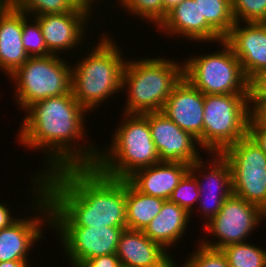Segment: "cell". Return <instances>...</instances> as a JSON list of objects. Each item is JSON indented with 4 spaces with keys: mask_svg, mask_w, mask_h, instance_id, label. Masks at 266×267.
Listing matches in <instances>:
<instances>
[{
    "mask_svg": "<svg viewBox=\"0 0 266 267\" xmlns=\"http://www.w3.org/2000/svg\"><path fill=\"white\" fill-rule=\"evenodd\" d=\"M43 177L51 226L127 227L126 180L95 166L66 167Z\"/></svg>",
    "mask_w": 266,
    "mask_h": 267,
    "instance_id": "obj_1",
    "label": "cell"
},
{
    "mask_svg": "<svg viewBox=\"0 0 266 267\" xmlns=\"http://www.w3.org/2000/svg\"><path fill=\"white\" fill-rule=\"evenodd\" d=\"M26 112L16 138L25 148L30 147L29 150L44 148L41 151L47 154L44 161L47 163L43 167L46 164L47 167L37 172L44 175L66 167L95 166L99 148L91 143L86 145L83 140L87 137L84 120L88 111L73 94L40 100L30 105ZM81 141L85 144L81 145Z\"/></svg>",
    "mask_w": 266,
    "mask_h": 267,
    "instance_id": "obj_2",
    "label": "cell"
},
{
    "mask_svg": "<svg viewBox=\"0 0 266 267\" xmlns=\"http://www.w3.org/2000/svg\"><path fill=\"white\" fill-rule=\"evenodd\" d=\"M98 39L99 43L97 41L85 58L72 64V94L89 112L100 108L98 105L107 98L122 91L123 71L127 62L108 34H102Z\"/></svg>",
    "mask_w": 266,
    "mask_h": 267,
    "instance_id": "obj_3",
    "label": "cell"
},
{
    "mask_svg": "<svg viewBox=\"0 0 266 267\" xmlns=\"http://www.w3.org/2000/svg\"><path fill=\"white\" fill-rule=\"evenodd\" d=\"M164 58L127 60L122 91L127 89L124 113L145 114L161 111L174 87L184 77V66Z\"/></svg>",
    "mask_w": 266,
    "mask_h": 267,
    "instance_id": "obj_4",
    "label": "cell"
},
{
    "mask_svg": "<svg viewBox=\"0 0 266 267\" xmlns=\"http://www.w3.org/2000/svg\"><path fill=\"white\" fill-rule=\"evenodd\" d=\"M124 115V121L113 130L110 148L99 149L95 167L109 177L126 180L135 171L160 161L151 136L148 113Z\"/></svg>",
    "mask_w": 266,
    "mask_h": 267,
    "instance_id": "obj_5",
    "label": "cell"
},
{
    "mask_svg": "<svg viewBox=\"0 0 266 267\" xmlns=\"http://www.w3.org/2000/svg\"><path fill=\"white\" fill-rule=\"evenodd\" d=\"M248 94L204 95L203 148L221 153L248 133Z\"/></svg>",
    "mask_w": 266,
    "mask_h": 267,
    "instance_id": "obj_6",
    "label": "cell"
},
{
    "mask_svg": "<svg viewBox=\"0 0 266 267\" xmlns=\"http://www.w3.org/2000/svg\"><path fill=\"white\" fill-rule=\"evenodd\" d=\"M60 57L62 56L29 57L8 76L16 83L14 97L21 110L49 97L72 94V67Z\"/></svg>",
    "mask_w": 266,
    "mask_h": 267,
    "instance_id": "obj_7",
    "label": "cell"
},
{
    "mask_svg": "<svg viewBox=\"0 0 266 267\" xmlns=\"http://www.w3.org/2000/svg\"><path fill=\"white\" fill-rule=\"evenodd\" d=\"M221 50L184 61V78L204 95L248 94V79L232 48L222 40Z\"/></svg>",
    "mask_w": 266,
    "mask_h": 267,
    "instance_id": "obj_8",
    "label": "cell"
},
{
    "mask_svg": "<svg viewBox=\"0 0 266 267\" xmlns=\"http://www.w3.org/2000/svg\"><path fill=\"white\" fill-rule=\"evenodd\" d=\"M221 154L231 168L233 194L266 212V154L248 134Z\"/></svg>",
    "mask_w": 266,
    "mask_h": 267,
    "instance_id": "obj_9",
    "label": "cell"
},
{
    "mask_svg": "<svg viewBox=\"0 0 266 267\" xmlns=\"http://www.w3.org/2000/svg\"><path fill=\"white\" fill-rule=\"evenodd\" d=\"M31 185L32 193L35 192L34 201L29 208L38 209L39 215L18 219L11 226L0 230V262L27 260L29 251L39 239H44L42 229L44 225L51 227V212L48 197L44 194V177L42 173L34 174ZM37 204V205H36ZM37 207V208H36ZM42 215V216H41ZM45 223V224H44ZM34 243V244H33Z\"/></svg>",
    "mask_w": 266,
    "mask_h": 267,
    "instance_id": "obj_10",
    "label": "cell"
},
{
    "mask_svg": "<svg viewBox=\"0 0 266 267\" xmlns=\"http://www.w3.org/2000/svg\"><path fill=\"white\" fill-rule=\"evenodd\" d=\"M264 219L266 212L258 205L232 194L224 201L219 213L204 224L205 231L219 240L215 242L203 238L205 241L202 239L200 242L219 250L231 244L248 242L245 241L247 236H251L252 230H256Z\"/></svg>",
    "mask_w": 266,
    "mask_h": 267,
    "instance_id": "obj_11",
    "label": "cell"
},
{
    "mask_svg": "<svg viewBox=\"0 0 266 267\" xmlns=\"http://www.w3.org/2000/svg\"><path fill=\"white\" fill-rule=\"evenodd\" d=\"M65 250L68 263H80L117 252L119 238L127 227L52 226Z\"/></svg>",
    "mask_w": 266,
    "mask_h": 267,
    "instance_id": "obj_12",
    "label": "cell"
},
{
    "mask_svg": "<svg viewBox=\"0 0 266 267\" xmlns=\"http://www.w3.org/2000/svg\"><path fill=\"white\" fill-rule=\"evenodd\" d=\"M210 157L212 158L210 165L206 164L208 163L207 160L204 164L203 161L205 160L201 158L190 165L189 169L196 177L199 185L198 204L200 203V205L198 210H200L201 215L204 213L202 218H206L207 222L219 213L224 201L233 194L231 168L228 161L221 153H212Z\"/></svg>",
    "mask_w": 266,
    "mask_h": 267,
    "instance_id": "obj_13",
    "label": "cell"
},
{
    "mask_svg": "<svg viewBox=\"0 0 266 267\" xmlns=\"http://www.w3.org/2000/svg\"><path fill=\"white\" fill-rule=\"evenodd\" d=\"M148 121L160 162H184L192 165L201 159L197 148L200 147L198 139L182 130L161 111L149 112Z\"/></svg>",
    "mask_w": 266,
    "mask_h": 267,
    "instance_id": "obj_14",
    "label": "cell"
},
{
    "mask_svg": "<svg viewBox=\"0 0 266 267\" xmlns=\"http://www.w3.org/2000/svg\"><path fill=\"white\" fill-rule=\"evenodd\" d=\"M89 15L91 16L87 11L76 8L71 12L44 14L34 18L40 24L48 51L52 55H57L61 51L74 50L79 46L78 44L81 47L84 37L85 42L87 41L86 36L83 35L87 34Z\"/></svg>",
    "mask_w": 266,
    "mask_h": 267,
    "instance_id": "obj_15",
    "label": "cell"
},
{
    "mask_svg": "<svg viewBox=\"0 0 266 267\" xmlns=\"http://www.w3.org/2000/svg\"><path fill=\"white\" fill-rule=\"evenodd\" d=\"M161 112L203 147L204 94L184 77L174 87Z\"/></svg>",
    "mask_w": 266,
    "mask_h": 267,
    "instance_id": "obj_16",
    "label": "cell"
},
{
    "mask_svg": "<svg viewBox=\"0 0 266 267\" xmlns=\"http://www.w3.org/2000/svg\"><path fill=\"white\" fill-rule=\"evenodd\" d=\"M224 41L240 61L248 80L266 68V22L235 23Z\"/></svg>",
    "mask_w": 266,
    "mask_h": 267,
    "instance_id": "obj_17",
    "label": "cell"
},
{
    "mask_svg": "<svg viewBox=\"0 0 266 267\" xmlns=\"http://www.w3.org/2000/svg\"><path fill=\"white\" fill-rule=\"evenodd\" d=\"M157 28L160 32L170 35V38L178 35L187 37L189 41H207L210 44L211 41L218 43L224 40L206 20H201V10L194 0H183L171 9Z\"/></svg>",
    "mask_w": 266,
    "mask_h": 267,
    "instance_id": "obj_18",
    "label": "cell"
},
{
    "mask_svg": "<svg viewBox=\"0 0 266 267\" xmlns=\"http://www.w3.org/2000/svg\"><path fill=\"white\" fill-rule=\"evenodd\" d=\"M116 255L122 267H164L174 259L142 230L128 228L120 235Z\"/></svg>",
    "mask_w": 266,
    "mask_h": 267,
    "instance_id": "obj_19",
    "label": "cell"
},
{
    "mask_svg": "<svg viewBox=\"0 0 266 267\" xmlns=\"http://www.w3.org/2000/svg\"><path fill=\"white\" fill-rule=\"evenodd\" d=\"M189 169L190 165L184 162H158L135 171L127 180L139 192L169 200Z\"/></svg>",
    "mask_w": 266,
    "mask_h": 267,
    "instance_id": "obj_20",
    "label": "cell"
},
{
    "mask_svg": "<svg viewBox=\"0 0 266 267\" xmlns=\"http://www.w3.org/2000/svg\"><path fill=\"white\" fill-rule=\"evenodd\" d=\"M28 59L22 44V12L8 8L0 17V70L10 76Z\"/></svg>",
    "mask_w": 266,
    "mask_h": 267,
    "instance_id": "obj_21",
    "label": "cell"
},
{
    "mask_svg": "<svg viewBox=\"0 0 266 267\" xmlns=\"http://www.w3.org/2000/svg\"><path fill=\"white\" fill-rule=\"evenodd\" d=\"M190 218V214L183 208L170 200H165L159 214L151 220L143 232L167 251L173 245L176 247L175 243L180 241L183 234L185 235Z\"/></svg>",
    "mask_w": 266,
    "mask_h": 267,
    "instance_id": "obj_22",
    "label": "cell"
},
{
    "mask_svg": "<svg viewBox=\"0 0 266 267\" xmlns=\"http://www.w3.org/2000/svg\"><path fill=\"white\" fill-rule=\"evenodd\" d=\"M164 199L139 192L126 179V223L132 230H144L159 214Z\"/></svg>",
    "mask_w": 266,
    "mask_h": 267,
    "instance_id": "obj_23",
    "label": "cell"
},
{
    "mask_svg": "<svg viewBox=\"0 0 266 267\" xmlns=\"http://www.w3.org/2000/svg\"><path fill=\"white\" fill-rule=\"evenodd\" d=\"M201 10V20L224 39L235 24L231 0H194Z\"/></svg>",
    "mask_w": 266,
    "mask_h": 267,
    "instance_id": "obj_24",
    "label": "cell"
},
{
    "mask_svg": "<svg viewBox=\"0 0 266 267\" xmlns=\"http://www.w3.org/2000/svg\"><path fill=\"white\" fill-rule=\"evenodd\" d=\"M221 251L230 267H266V249L249 242L231 244Z\"/></svg>",
    "mask_w": 266,
    "mask_h": 267,
    "instance_id": "obj_25",
    "label": "cell"
},
{
    "mask_svg": "<svg viewBox=\"0 0 266 267\" xmlns=\"http://www.w3.org/2000/svg\"><path fill=\"white\" fill-rule=\"evenodd\" d=\"M22 12V44L29 57L52 55L44 42L39 22ZM29 20L33 23H29ZM29 23V24H28Z\"/></svg>",
    "mask_w": 266,
    "mask_h": 267,
    "instance_id": "obj_26",
    "label": "cell"
},
{
    "mask_svg": "<svg viewBox=\"0 0 266 267\" xmlns=\"http://www.w3.org/2000/svg\"><path fill=\"white\" fill-rule=\"evenodd\" d=\"M199 197L200 191L196 177L188 171L174 188L169 200L176 203L192 216V211H195L194 206L196 203L198 205Z\"/></svg>",
    "mask_w": 266,
    "mask_h": 267,
    "instance_id": "obj_27",
    "label": "cell"
},
{
    "mask_svg": "<svg viewBox=\"0 0 266 267\" xmlns=\"http://www.w3.org/2000/svg\"><path fill=\"white\" fill-rule=\"evenodd\" d=\"M14 8L33 17L44 14L66 13L76 9L69 0H15Z\"/></svg>",
    "mask_w": 266,
    "mask_h": 267,
    "instance_id": "obj_28",
    "label": "cell"
},
{
    "mask_svg": "<svg viewBox=\"0 0 266 267\" xmlns=\"http://www.w3.org/2000/svg\"><path fill=\"white\" fill-rule=\"evenodd\" d=\"M118 5H123L131 15H135L150 22L153 21L158 27L163 21L162 0H117Z\"/></svg>",
    "mask_w": 266,
    "mask_h": 267,
    "instance_id": "obj_29",
    "label": "cell"
},
{
    "mask_svg": "<svg viewBox=\"0 0 266 267\" xmlns=\"http://www.w3.org/2000/svg\"><path fill=\"white\" fill-rule=\"evenodd\" d=\"M235 23L266 22V0H231Z\"/></svg>",
    "mask_w": 266,
    "mask_h": 267,
    "instance_id": "obj_30",
    "label": "cell"
},
{
    "mask_svg": "<svg viewBox=\"0 0 266 267\" xmlns=\"http://www.w3.org/2000/svg\"><path fill=\"white\" fill-rule=\"evenodd\" d=\"M188 256L190 258H187L184 267H230L221 250L206 247L199 242L195 252Z\"/></svg>",
    "mask_w": 266,
    "mask_h": 267,
    "instance_id": "obj_31",
    "label": "cell"
},
{
    "mask_svg": "<svg viewBox=\"0 0 266 267\" xmlns=\"http://www.w3.org/2000/svg\"><path fill=\"white\" fill-rule=\"evenodd\" d=\"M248 96L252 112L266 100V68L258 71L248 80Z\"/></svg>",
    "mask_w": 266,
    "mask_h": 267,
    "instance_id": "obj_32",
    "label": "cell"
},
{
    "mask_svg": "<svg viewBox=\"0 0 266 267\" xmlns=\"http://www.w3.org/2000/svg\"><path fill=\"white\" fill-rule=\"evenodd\" d=\"M266 154V123L261 121L253 112L248 121L247 133Z\"/></svg>",
    "mask_w": 266,
    "mask_h": 267,
    "instance_id": "obj_33",
    "label": "cell"
},
{
    "mask_svg": "<svg viewBox=\"0 0 266 267\" xmlns=\"http://www.w3.org/2000/svg\"><path fill=\"white\" fill-rule=\"evenodd\" d=\"M72 267H122L116 253L91 258L80 263H72Z\"/></svg>",
    "mask_w": 266,
    "mask_h": 267,
    "instance_id": "obj_34",
    "label": "cell"
},
{
    "mask_svg": "<svg viewBox=\"0 0 266 267\" xmlns=\"http://www.w3.org/2000/svg\"><path fill=\"white\" fill-rule=\"evenodd\" d=\"M7 203L0 202V230L11 226L19 218H13L11 214L10 207L6 205Z\"/></svg>",
    "mask_w": 266,
    "mask_h": 267,
    "instance_id": "obj_35",
    "label": "cell"
},
{
    "mask_svg": "<svg viewBox=\"0 0 266 267\" xmlns=\"http://www.w3.org/2000/svg\"><path fill=\"white\" fill-rule=\"evenodd\" d=\"M76 8H80L83 9L85 11H87L88 13H94L92 10V6H94L95 4H93L95 2V0H69ZM93 4V5H92Z\"/></svg>",
    "mask_w": 266,
    "mask_h": 267,
    "instance_id": "obj_36",
    "label": "cell"
},
{
    "mask_svg": "<svg viewBox=\"0 0 266 267\" xmlns=\"http://www.w3.org/2000/svg\"><path fill=\"white\" fill-rule=\"evenodd\" d=\"M183 0H162L163 3V20L166 18L167 13L175 6L179 5Z\"/></svg>",
    "mask_w": 266,
    "mask_h": 267,
    "instance_id": "obj_37",
    "label": "cell"
},
{
    "mask_svg": "<svg viewBox=\"0 0 266 267\" xmlns=\"http://www.w3.org/2000/svg\"><path fill=\"white\" fill-rule=\"evenodd\" d=\"M29 260H14V261H2L0 267H28Z\"/></svg>",
    "mask_w": 266,
    "mask_h": 267,
    "instance_id": "obj_38",
    "label": "cell"
},
{
    "mask_svg": "<svg viewBox=\"0 0 266 267\" xmlns=\"http://www.w3.org/2000/svg\"><path fill=\"white\" fill-rule=\"evenodd\" d=\"M253 113L266 123V100Z\"/></svg>",
    "mask_w": 266,
    "mask_h": 267,
    "instance_id": "obj_39",
    "label": "cell"
},
{
    "mask_svg": "<svg viewBox=\"0 0 266 267\" xmlns=\"http://www.w3.org/2000/svg\"><path fill=\"white\" fill-rule=\"evenodd\" d=\"M8 8L9 7L2 0H0V17L5 13Z\"/></svg>",
    "mask_w": 266,
    "mask_h": 267,
    "instance_id": "obj_40",
    "label": "cell"
},
{
    "mask_svg": "<svg viewBox=\"0 0 266 267\" xmlns=\"http://www.w3.org/2000/svg\"><path fill=\"white\" fill-rule=\"evenodd\" d=\"M9 8L15 6V0H2Z\"/></svg>",
    "mask_w": 266,
    "mask_h": 267,
    "instance_id": "obj_41",
    "label": "cell"
},
{
    "mask_svg": "<svg viewBox=\"0 0 266 267\" xmlns=\"http://www.w3.org/2000/svg\"><path fill=\"white\" fill-rule=\"evenodd\" d=\"M175 260H171L170 262H168L164 267H177L176 265L177 264H175V262H174ZM183 266V264L180 266V267H182ZM184 267V266H183Z\"/></svg>",
    "mask_w": 266,
    "mask_h": 267,
    "instance_id": "obj_42",
    "label": "cell"
}]
</instances>
